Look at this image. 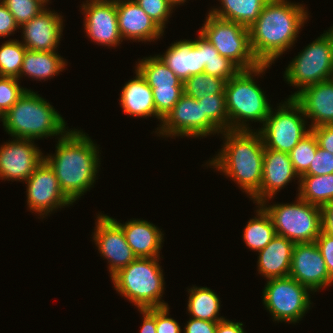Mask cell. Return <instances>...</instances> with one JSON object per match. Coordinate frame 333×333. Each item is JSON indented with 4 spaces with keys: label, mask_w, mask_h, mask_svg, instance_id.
<instances>
[{
    "label": "cell",
    "mask_w": 333,
    "mask_h": 333,
    "mask_svg": "<svg viewBox=\"0 0 333 333\" xmlns=\"http://www.w3.org/2000/svg\"><path fill=\"white\" fill-rule=\"evenodd\" d=\"M277 108L276 112L271 108L263 127L258 131L265 148L289 154L311 129L306 128L307 118L301 105L294 98L286 99Z\"/></svg>",
    "instance_id": "cell-10"
},
{
    "label": "cell",
    "mask_w": 333,
    "mask_h": 333,
    "mask_svg": "<svg viewBox=\"0 0 333 333\" xmlns=\"http://www.w3.org/2000/svg\"><path fill=\"white\" fill-rule=\"evenodd\" d=\"M151 88L156 109V118L161 122L184 94V89L183 86H172V88Z\"/></svg>",
    "instance_id": "cell-38"
},
{
    "label": "cell",
    "mask_w": 333,
    "mask_h": 333,
    "mask_svg": "<svg viewBox=\"0 0 333 333\" xmlns=\"http://www.w3.org/2000/svg\"><path fill=\"white\" fill-rule=\"evenodd\" d=\"M217 323L192 317L184 326V333H215Z\"/></svg>",
    "instance_id": "cell-46"
},
{
    "label": "cell",
    "mask_w": 333,
    "mask_h": 333,
    "mask_svg": "<svg viewBox=\"0 0 333 333\" xmlns=\"http://www.w3.org/2000/svg\"><path fill=\"white\" fill-rule=\"evenodd\" d=\"M221 7L209 12L219 18L250 27L260 16L268 0H220Z\"/></svg>",
    "instance_id": "cell-27"
},
{
    "label": "cell",
    "mask_w": 333,
    "mask_h": 333,
    "mask_svg": "<svg viewBox=\"0 0 333 333\" xmlns=\"http://www.w3.org/2000/svg\"><path fill=\"white\" fill-rule=\"evenodd\" d=\"M298 196L310 204L322 207L333 200V173L303 175L298 180Z\"/></svg>",
    "instance_id": "cell-30"
},
{
    "label": "cell",
    "mask_w": 333,
    "mask_h": 333,
    "mask_svg": "<svg viewBox=\"0 0 333 333\" xmlns=\"http://www.w3.org/2000/svg\"><path fill=\"white\" fill-rule=\"evenodd\" d=\"M189 299L187 310L193 318L210 322H219L224 317H219L221 301L218 295L208 287L193 286L188 289Z\"/></svg>",
    "instance_id": "cell-28"
},
{
    "label": "cell",
    "mask_w": 333,
    "mask_h": 333,
    "mask_svg": "<svg viewBox=\"0 0 333 333\" xmlns=\"http://www.w3.org/2000/svg\"><path fill=\"white\" fill-rule=\"evenodd\" d=\"M116 222L122 227L128 245L138 258H160L164 234L154 224L140 219L125 223Z\"/></svg>",
    "instance_id": "cell-23"
},
{
    "label": "cell",
    "mask_w": 333,
    "mask_h": 333,
    "mask_svg": "<svg viewBox=\"0 0 333 333\" xmlns=\"http://www.w3.org/2000/svg\"><path fill=\"white\" fill-rule=\"evenodd\" d=\"M215 333H246V332H244L242 322H233L231 320L224 319L217 323Z\"/></svg>",
    "instance_id": "cell-49"
},
{
    "label": "cell",
    "mask_w": 333,
    "mask_h": 333,
    "mask_svg": "<svg viewBox=\"0 0 333 333\" xmlns=\"http://www.w3.org/2000/svg\"><path fill=\"white\" fill-rule=\"evenodd\" d=\"M135 73L134 79L129 80L121 91V108L132 117L156 118L152 88L137 70Z\"/></svg>",
    "instance_id": "cell-25"
},
{
    "label": "cell",
    "mask_w": 333,
    "mask_h": 333,
    "mask_svg": "<svg viewBox=\"0 0 333 333\" xmlns=\"http://www.w3.org/2000/svg\"><path fill=\"white\" fill-rule=\"evenodd\" d=\"M164 55H157L183 82L192 75L202 74V35L196 40H180L171 44Z\"/></svg>",
    "instance_id": "cell-22"
},
{
    "label": "cell",
    "mask_w": 333,
    "mask_h": 333,
    "mask_svg": "<svg viewBox=\"0 0 333 333\" xmlns=\"http://www.w3.org/2000/svg\"><path fill=\"white\" fill-rule=\"evenodd\" d=\"M294 99L301 105L305 117L311 119L310 129L333 125V82L326 80L309 85Z\"/></svg>",
    "instance_id": "cell-21"
},
{
    "label": "cell",
    "mask_w": 333,
    "mask_h": 333,
    "mask_svg": "<svg viewBox=\"0 0 333 333\" xmlns=\"http://www.w3.org/2000/svg\"><path fill=\"white\" fill-rule=\"evenodd\" d=\"M331 81L333 82V70H332V75H331Z\"/></svg>",
    "instance_id": "cell-53"
},
{
    "label": "cell",
    "mask_w": 333,
    "mask_h": 333,
    "mask_svg": "<svg viewBox=\"0 0 333 333\" xmlns=\"http://www.w3.org/2000/svg\"><path fill=\"white\" fill-rule=\"evenodd\" d=\"M169 2L175 8V6L183 4L186 0H169Z\"/></svg>",
    "instance_id": "cell-50"
},
{
    "label": "cell",
    "mask_w": 333,
    "mask_h": 333,
    "mask_svg": "<svg viewBox=\"0 0 333 333\" xmlns=\"http://www.w3.org/2000/svg\"><path fill=\"white\" fill-rule=\"evenodd\" d=\"M203 25L199 33L221 56L230 59L241 70L254 69L260 65L250 46L248 27L216 17L210 12Z\"/></svg>",
    "instance_id": "cell-9"
},
{
    "label": "cell",
    "mask_w": 333,
    "mask_h": 333,
    "mask_svg": "<svg viewBox=\"0 0 333 333\" xmlns=\"http://www.w3.org/2000/svg\"><path fill=\"white\" fill-rule=\"evenodd\" d=\"M156 128L157 135L164 137H207L221 131L203 114L202 104L197 99L183 94L173 109L162 119Z\"/></svg>",
    "instance_id": "cell-12"
},
{
    "label": "cell",
    "mask_w": 333,
    "mask_h": 333,
    "mask_svg": "<svg viewBox=\"0 0 333 333\" xmlns=\"http://www.w3.org/2000/svg\"><path fill=\"white\" fill-rule=\"evenodd\" d=\"M322 231L333 236V200L321 207Z\"/></svg>",
    "instance_id": "cell-48"
},
{
    "label": "cell",
    "mask_w": 333,
    "mask_h": 333,
    "mask_svg": "<svg viewBox=\"0 0 333 333\" xmlns=\"http://www.w3.org/2000/svg\"><path fill=\"white\" fill-rule=\"evenodd\" d=\"M62 18V15L46 8L19 27L23 31L21 43L31 51H56L62 37Z\"/></svg>",
    "instance_id": "cell-18"
},
{
    "label": "cell",
    "mask_w": 333,
    "mask_h": 333,
    "mask_svg": "<svg viewBox=\"0 0 333 333\" xmlns=\"http://www.w3.org/2000/svg\"><path fill=\"white\" fill-rule=\"evenodd\" d=\"M292 178L300 179L292 165L289 154L265 148L259 204L265 200H271L278 191L284 189L292 181Z\"/></svg>",
    "instance_id": "cell-19"
},
{
    "label": "cell",
    "mask_w": 333,
    "mask_h": 333,
    "mask_svg": "<svg viewBox=\"0 0 333 333\" xmlns=\"http://www.w3.org/2000/svg\"><path fill=\"white\" fill-rule=\"evenodd\" d=\"M143 315V323L140 333H157L156 330V308L139 309Z\"/></svg>",
    "instance_id": "cell-47"
},
{
    "label": "cell",
    "mask_w": 333,
    "mask_h": 333,
    "mask_svg": "<svg viewBox=\"0 0 333 333\" xmlns=\"http://www.w3.org/2000/svg\"><path fill=\"white\" fill-rule=\"evenodd\" d=\"M202 104L203 114L222 132L229 130V116L225 94H214L198 99Z\"/></svg>",
    "instance_id": "cell-36"
},
{
    "label": "cell",
    "mask_w": 333,
    "mask_h": 333,
    "mask_svg": "<svg viewBox=\"0 0 333 333\" xmlns=\"http://www.w3.org/2000/svg\"><path fill=\"white\" fill-rule=\"evenodd\" d=\"M33 139L13 138L0 146V179L26 181L44 160Z\"/></svg>",
    "instance_id": "cell-15"
},
{
    "label": "cell",
    "mask_w": 333,
    "mask_h": 333,
    "mask_svg": "<svg viewBox=\"0 0 333 333\" xmlns=\"http://www.w3.org/2000/svg\"><path fill=\"white\" fill-rule=\"evenodd\" d=\"M168 306L156 308V330L157 333H181L179 323L169 316Z\"/></svg>",
    "instance_id": "cell-42"
},
{
    "label": "cell",
    "mask_w": 333,
    "mask_h": 333,
    "mask_svg": "<svg viewBox=\"0 0 333 333\" xmlns=\"http://www.w3.org/2000/svg\"><path fill=\"white\" fill-rule=\"evenodd\" d=\"M284 79L299 88L289 98H294L309 85L331 79L333 70V26L308 44L285 68Z\"/></svg>",
    "instance_id": "cell-7"
},
{
    "label": "cell",
    "mask_w": 333,
    "mask_h": 333,
    "mask_svg": "<svg viewBox=\"0 0 333 333\" xmlns=\"http://www.w3.org/2000/svg\"><path fill=\"white\" fill-rule=\"evenodd\" d=\"M224 145L208 165L221 171L259 204V189L263 174L264 142L258 129L225 130Z\"/></svg>",
    "instance_id": "cell-3"
},
{
    "label": "cell",
    "mask_w": 333,
    "mask_h": 333,
    "mask_svg": "<svg viewBox=\"0 0 333 333\" xmlns=\"http://www.w3.org/2000/svg\"><path fill=\"white\" fill-rule=\"evenodd\" d=\"M136 65L135 70L141 74L150 87L183 86V81L157 55L145 57Z\"/></svg>",
    "instance_id": "cell-31"
},
{
    "label": "cell",
    "mask_w": 333,
    "mask_h": 333,
    "mask_svg": "<svg viewBox=\"0 0 333 333\" xmlns=\"http://www.w3.org/2000/svg\"><path fill=\"white\" fill-rule=\"evenodd\" d=\"M160 258H136L111 277L113 287L139 309L166 307ZM162 300V301H161Z\"/></svg>",
    "instance_id": "cell-6"
},
{
    "label": "cell",
    "mask_w": 333,
    "mask_h": 333,
    "mask_svg": "<svg viewBox=\"0 0 333 333\" xmlns=\"http://www.w3.org/2000/svg\"><path fill=\"white\" fill-rule=\"evenodd\" d=\"M43 1L45 4H48L49 0H41Z\"/></svg>",
    "instance_id": "cell-52"
},
{
    "label": "cell",
    "mask_w": 333,
    "mask_h": 333,
    "mask_svg": "<svg viewBox=\"0 0 333 333\" xmlns=\"http://www.w3.org/2000/svg\"><path fill=\"white\" fill-rule=\"evenodd\" d=\"M53 107L37 92L27 89L0 121L13 138L36 140L49 136L62 137L68 127Z\"/></svg>",
    "instance_id": "cell-4"
},
{
    "label": "cell",
    "mask_w": 333,
    "mask_h": 333,
    "mask_svg": "<svg viewBox=\"0 0 333 333\" xmlns=\"http://www.w3.org/2000/svg\"><path fill=\"white\" fill-rule=\"evenodd\" d=\"M116 9L123 40L151 42L163 36L164 31L133 0L116 3Z\"/></svg>",
    "instance_id": "cell-20"
},
{
    "label": "cell",
    "mask_w": 333,
    "mask_h": 333,
    "mask_svg": "<svg viewBox=\"0 0 333 333\" xmlns=\"http://www.w3.org/2000/svg\"><path fill=\"white\" fill-rule=\"evenodd\" d=\"M311 290L291 276L267 279L263 289V305L273 321L297 323L310 309Z\"/></svg>",
    "instance_id": "cell-11"
},
{
    "label": "cell",
    "mask_w": 333,
    "mask_h": 333,
    "mask_svg": "<svg viewBox=\"0 0 333 333\" xmlns=\"http://www.w3.org/2000/svg\"><path fill=\"white\" fill-rule=\"evenodd\" d=\"M27 183V206L32 212L47 216L55 209L73 205L62 192L54 171L43 160L25 181Z\"/></svg>",
    "instance_id": "cell-13"
},
{
    "label": "cell",
    "mask_w": 333,
    "mask_h": 333,
    "mask_svg": "<svg viewBox=\"0 0 333 333\" xmlns=\"http://www.w3.org/2000/svg\"><path fill=\"white\" fill-rule=\"evenodd\" d=\"M19 28L14 16L10 13L5 4L0 0V37L11 36Z\"/></svg>",
    "instance_id": "cell-44"
},
{
    "label": "cell",
    "mask_w": 333,
    "mask_h": 333,
    "mask_svg": "<svg viewBox=\"0 0 333 333\" xmlns=\"http://www.w3.org/2000/svg\"><path fill=\"white\" fill-rule=\"evenodd\" d=\"M270 64H260L250 70H240L225 84V101L229 116V130H253L246 122H265L271 110L264 91L254 81L265 73Z\"/></svg>",
    "instance_id": "cell-5"
},
{
    "label": "cell",
    "mask_w": 333,
    "mask_h": 333,
    "mask_svg": "<svg viewBox=\"0 0 333 333\" xmlns=\"http://www.w3.org/2000/svg\"><path fill=\"white\" fill-rule=\"evenodd\" d=\"M84 27L91 41L108 47L121 44L116 3L104 0H87L81 4Z\"/></svg>",
    "instance_id": "cell-17"
},
{
    "label": "cell",
    "mask_w": 333,
    "mask_h": 333,
    "mask_svg": "<svg viewBox=\"0 0 333 333\" xmlns=\"http://www.w3.org/2000/svg\"><path fill=\"white\" fill-rule=\"evenodd\" d=\"M18 82L17 78L0 76V120L27 90Z\"/></svg>",
    "instance_id": "cell-39"
},
{
    "label": "cell",
    "mask_w": 333,
    "mask_h": 333,
    "mask_svg": "<svg viewBox=\"0 0 333 333\" xmlns=\"http://www.w3.org/2000/svg\"><path fill=\"white\" fill-rule=\"evenodd\" d=\"M56 144L55 154L44 161L56 174L64 195L74 203L95 183L100 159L99 148L83 131L69 129Z\"/></svg>",
    "instance_id": "cell-2"
},
{
    "label": "cell",
    "mask_w": 333,
    "mask_h": 333,
    "mask_svg": "<svg viewBox=\"0 0 333 333\" xmlns=\"http://www.w3.org/2000/svg\"><path fill=\"white\" fill-rule=\"evenodd\" d=\"M303 4L268 0L260 16L248 28L253 55L260 64L274 63L297 40L308 19Z\"/></svg>",
    "instance_id": "cell-1"
},
{
    "label": "cell",
    "mask_w": 333,
    "mask_h": 333,
    "mask_svg": "<svg viewBox=\"0 0 333 333\" xmlns=\"http://www.w3.org/2000/svg\"><path fill=\"white\" fill-rule=\"evenodd\" d=\"M27 48L19 40H7L0 46V76L19 80Z\"/></svg>",
    "instance_id": "cell-34"
},
{
    "label": "cell",
    "mask_w": 333,
    "mask_h": 333,
    "mask_svg": "<svg viewBox=\"0 0 333 333\" xmlns=\"http://www.w3.org/2000/svg\"><path fill=\"white\" fill-rule=\"evenodd\" d=\"M65 61L56 51L26 50L19 79L24 75L39 81L51 79L66 68Z\"/></svg>",
    "instance_id": "cell-26"
},
{
    "label": "cell",
    "mask_w": 333,
    "mask_h": 333,
    "mask_svg": "<svg viewBox=\"0 0 333 333\" xmlns=\"http://www.w3.org/2000/svg\"><path fill=\"white\" fill-rule=\"evenodd\" d=\"M203 73L217 76L226 82L234 77L241 69L230 59L221 56L215 47L202 36Z\"/></svg>",
    "instance_id": "cell-32"
},
{
    "label": "cell",
    "mask_w": 333,
    "mask_h": 333,
    "mask_svg": "<svg viewBox=\"0 0 333 333\" xmlns=\"http://www.w3.org/2000/svg\"><path fill=\"white\" fill-rule=\"evenodd\" d=\"M294 245L293 241L276 234L258 251V273L266 279L289 276Z\"/></svg>",
    "instance_id": "cell-24"
},
{
    "label": "cell",
    "mask_w": 333,
    "mask_h": 333,
    "mask_svg": "<svg viewBox=\"0 0 333 333\" xmlns=\"http://www.w3.org/2000/svg\"><path fill=\"white\" fill-rule=\"evenodd\" d=\"M315 243L319 247L329 275L333 279V236L321 231Z\"/></svg>",
    "instance_id": "cell-43"
},
{
    "label": "cell",
    "mask_w": 333,
    "mask_h": 333,
    "mask_svg": "<svg viewBox=\"0 0 333 333\" xmlns=\"http://www.w3.org/2000/svg\"><path fill=\"white\" fill-rule=\"evenodd\" d=\"M163 31L174 7L169 0H133Z\"/></svg>",
    "instance_id": "cell-40"
},
{
    "label": "cell",
    "mask_w": 333,
    "mask_h": 333,
    "mask_svg": "<svg viewBox=\"0 0 333 333\" xmlns=\"http://www.w3.org/2000/svg\"><path fill=\"white\" fill-rule=\"evenodd\" d=\"M333 173V154L317 147L315 156L304 175H326Z\"/></svg>",
    "instance_id": "cell-41"
},
{
    "label": "cell",
    "mask_w": 333,
    "mask_h": 333,
    "mask_svg": "<svg viewBox=\"0 0 333 333\" xmlns=\"http://www.w3.org/2000/svg\"><path fill=\"white\" fill-rule=\"evenodd\" d=\"M318 146L317 138L311 131L289 153L292 165L299 177L308 171Z\"/></svg>",
    "instance_id": "cell-35"
},
{
    "label": "cell",
    "mask_w": 333,
    "mask_h": 333,
    "mask_svg": "<svg viewBox=\"0 0 333 333\" xmlns=\"http://www.w3.org/2000/svg\"><path fill=\"white\" fill-rule=\"evenodd\" d=\"M2 2L14 16L19 27L46 9V4L41 0H2Z\"/></svg>",
    "instance_id": "cell-37"
},
{
    "label": "cell",
    "mask_w": 333,
    "mask_h": 333,
    "mask_svg": "<svg viewBox=\"0 0 333 333\" xmlns=\"http://www.w3.org/2000/svg\"><path fill=\"white\" fill-rule=\"evenodd\" d=\"M225 84L226 81L222 78L202 73L186 79L183 89L184 94L198 100L214 94H225Z\"/></svg>",
    "instance_id": "cell-33"
},
{
    "label": "cell",
    "mask_w": 333,
    "mask_h": 333,
    "mask_svg": "<svg viewBox=\"0 0 333 333\" xmlns=\"http://www.w3.org/2000/svg\"><path fill=\"white\" fill-rule=\"evenodd\" d=\"M93 240L101 256L108 260L110 277L128 266L137 256L128 245L122 227L116 219L98 214Z\"/></svg>",
    "instance_id": "cell-14"
},
{
    "label": "cell",
    "mask_w": 333,
    "mask_h": 333,
    "mask_svg": "<svg viewBox=\"0 0 333 333\" xmlns=\"http://www.w3.org/2000/svg\"><path fill=\"white\" fill-rule=\"evenodd\" d=\"M257 206L256 217L247 222L242 238L248 248L258 252L271 242L276 232L269 214L260 204Z\"/></svg>",
    "instance_id": "cell-29"
},
{
    "label": "cell",
    "mask_w": 333,
    "mask_h": 333,
    "mask_svg": "<svg viewBox=\"0 0 333 333\" xmlns=\"http://www.w3.org/2000/svg\"><path fill=\"white\" fill-rule=\"evenodd\" d=\"M319 147L333 154V125H322L311 129Z\"/></svg>",
    "instance_id": "cell-45"
},
{
    "label": "cell",
    "mask_w": 333,
    "mask_h": 333,
    "mask_svg": "<svg viewBox=\"0 0 333 333\" xmlns=\"http://www.w3.org/2000/svg\"><path fill=\"white\" fill-rule=\"evenodd\" d=\"M294 203L260 205L269 214L277 235L294 243H312L322 231L321 207L304 201L299 196ZM268 206V207H267Z\"/></svg>",
    "instance_id": "cell-8"
},
{
    "label": "cell",
    "mask_w": 333,
    "mask_h": 333,
    "mask_svg": "<svg viewBox=\"0 0 333 333\" xmlns=\"http://www.w3.org/2000/svg\"><path fill=\"white\" fill-rule=\"evenodd\" d=\"M104 1L112 2V3H118V2L129 1V0H104Z\"/></svg>",
    "instance_id": "cell-51"
},
{
    "label": "cell",
    "mask_w": 333,
    "mask_h": 333,
    "mask_svg": "<svg viewBox=\"0 0 333 333\" xmlns=\"http://www.w3.org/2000/svg\"><path fill=\"white\" fill-rule=\"evenodd\" d=\"M289 276L307 286L313 293L333 285V279L315 242L295 243Z\"/></svg>",
    "instance_id": "cell-16"
}]
</instances>
